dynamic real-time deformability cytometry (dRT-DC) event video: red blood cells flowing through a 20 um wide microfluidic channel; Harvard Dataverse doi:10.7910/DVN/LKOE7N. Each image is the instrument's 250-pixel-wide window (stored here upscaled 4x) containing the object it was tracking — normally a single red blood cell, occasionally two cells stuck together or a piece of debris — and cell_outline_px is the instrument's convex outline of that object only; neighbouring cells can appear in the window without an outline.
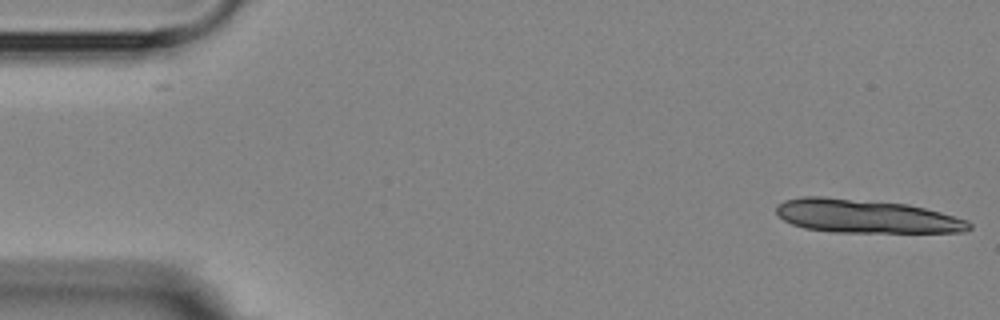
{"species": "Egyptian fruit bat (a non-hibernating species)", "species_latin": "Rousettus aegyptiacus", "temperature_condition": "room temperature", "stored_images_in_passage": 2, "camera_frame_rate_fps": 3000, "um_per_image_px": 0.085, "animal": {"sex": "female"}, "frame": {"image": 1, "passage_image": 2, "time_ms": 1.0, "image_size_px": [1000, 320], "cell_outline_px": [[972, 228], [964, 232], [832, 232], [804, 228], [792, 224], [784, 220], [776, 212], [776, 204], [784, 200], [800, 196], [824, 196], [908, 204], [940, 212], [968, 220], [972, 224]], "centroid_in_image_um": [73.58, 18.37], "position_along_channel_um": 11.4, "area_um2": 37.86}}